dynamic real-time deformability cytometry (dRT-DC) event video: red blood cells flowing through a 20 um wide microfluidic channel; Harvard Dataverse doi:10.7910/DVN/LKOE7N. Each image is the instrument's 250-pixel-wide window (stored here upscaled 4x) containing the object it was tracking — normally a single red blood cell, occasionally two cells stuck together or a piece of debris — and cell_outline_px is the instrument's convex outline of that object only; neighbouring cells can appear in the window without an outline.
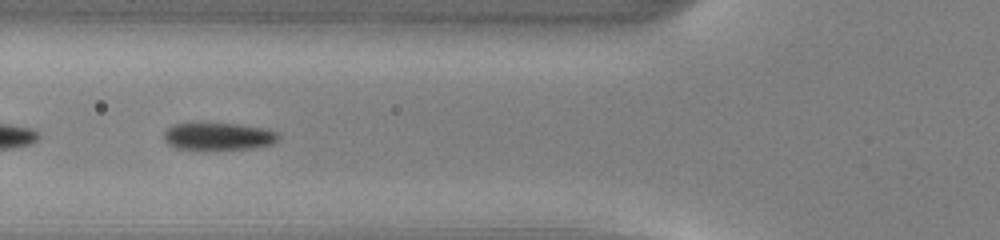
{"species": "common noctule bat (a hibernating species)", "species_latin": "Nyctalus noctula", "temperature_condition": "warm", "stored_images_in_passage": 45, "camera_frame_rate_fps": 3000, "um_per_image_px": 0.085, "animal": {"sex": "male", "body_mass_g": 13.0, "forearm_length_mm": 53.1}, "frame": {"image": 1, "passage_image": 14, "time_ms": 4.333, "image_size_px": [1000, 240], "cell_outline_px": [[280, 136], [272, 144], [252, 148], [176, 148], [168, 144], [164, 140], [164, 132], [172, 124], [240, 124], [260, 128], [276, 132]], "centroid_in_image_um": [18.55, 11.58], "position_along_channel_um": 107.3, "area_um2": 17.57}}
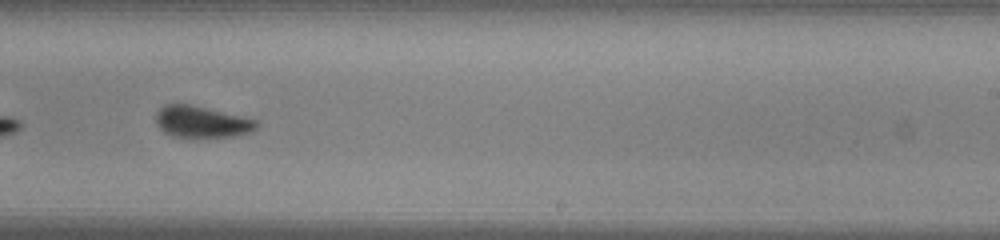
{"frame": {"image": 2, "passage_image": 26, "time_ms": 8.333, "image_size_px": [1000, 240], "cell_outline_px": [[260, 124], [252, 132], [236, 136], [196, 140], [172, 136], [164, 132], [156, 124], [156, 112], [164, 104], [192, 104], [256, 120]], "centroid_in_image_um": [17.13, 10.4], "position_along_channel_um": 271.9, "area_um2": 19.25}}
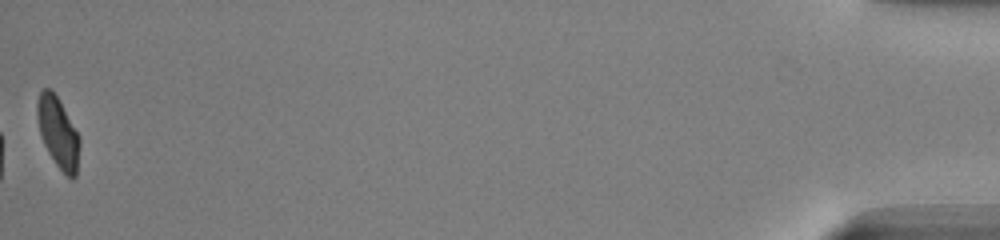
{"frame": {"image": 3, "passage_image": 45, "time_ms": 14.667, "image_size_px": [1000, 240], "cell_outline_px": [[80, 144], [76, 176], [72, 180], [56, 164], [48, 152], [40, 136], [36, 116], [36, 100], [40, 92], [44, 88], [52, 88], [80, 136]], "centroid_in_image_um": [4.92, 11.23], "position_along_channel_um": 430.3, "area_um2": 17.63}, "authors_computed_cell_mechanics": {"area_um2": 19.2474, "velocity_mm_per_s": 4.1298, "shape_relaxation_time_tau1_ms": 2.9773, "shape_relaxation_time_tau2_ms": 1.3168, "deformation_change_tau1": 0.1193, "deformation_change_tau2": 0.0462}}